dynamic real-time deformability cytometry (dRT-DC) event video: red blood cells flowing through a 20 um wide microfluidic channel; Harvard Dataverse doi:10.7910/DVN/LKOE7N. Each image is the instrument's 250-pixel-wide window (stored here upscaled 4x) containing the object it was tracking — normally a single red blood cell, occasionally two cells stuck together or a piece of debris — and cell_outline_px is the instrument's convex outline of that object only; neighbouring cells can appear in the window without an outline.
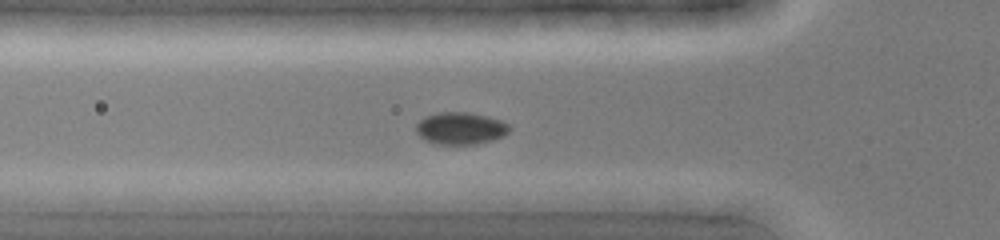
{"species": "common noctule bat (a hibernating species)", "species_latin": "Nyctalus noctula", "temperature_condition": "cold", "stored_images_in_passage": 43, "camera_frame_rate_fps": 3000, "um_per_image_px": 0.085, "animal": {"sex": "female", "body_mass_g": 19.0, "forearm_length_mm": 51.5}, "frame": {"image": 1, "passage_image": 14, "time_ms": 4.333, "image_size_px": [1000, 240], "cell_outline_px": [[508, 132], [504, 136], [492, 140], [476, 144], [440, 144], [428, 140], [420, 136], [416, 132], [416, 124], [424, 116], [440, 112], [468, 112], [488, 116], [500, 120], [508, 124]], "centroid_in_image_um": [39.14, 10.89], "position_along_channel_um": 86.7, "area_um2": 17.34}}
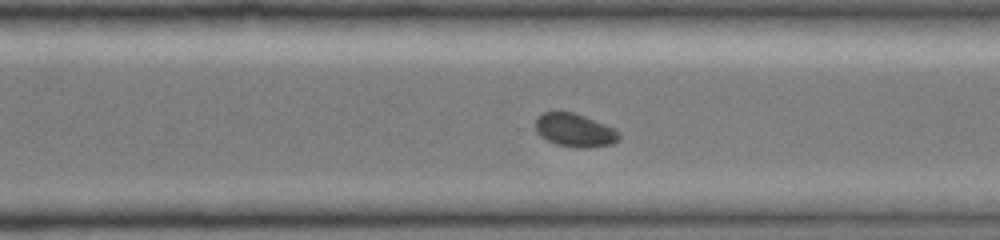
{"frame": {"image": 2, "passage_image": 30, "time_ms": 9.667, "image_size_px": [1000, 240], "cell_outline_px": [[620, 136], [612, 144], [556, 144], [540, 136], [536, 132], [536, 120], [544, 112], [556, 108], [572, 112], [584, 116], [616, 128], [620, 132]], "centroid_in_image_um": [48.8, 10.96], "position_along_channel_um": 321.8, "area_um2": 15.61}}
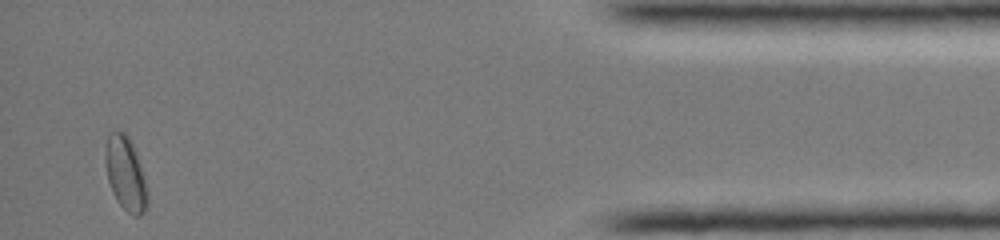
{"frame": {"image": 3, "passage_image": 41, "time_ms": 13.333, "image_size_px": [1000, 240], "cell_outline_px": [[148, 200], [144, 212], [140, 216], [136, 216], [128, 212], [116, 200], [112, 192], [108, 180], [104, 160], [104, 148], [108, 136], [112, 132], [124, 132], [128, 136], [132, 144], [144, 176], [148, 192]], "centroid_in_image_um": [10.66, 14.77], "position_along_channel_um": 424.5, "area_um2": 18.03}}